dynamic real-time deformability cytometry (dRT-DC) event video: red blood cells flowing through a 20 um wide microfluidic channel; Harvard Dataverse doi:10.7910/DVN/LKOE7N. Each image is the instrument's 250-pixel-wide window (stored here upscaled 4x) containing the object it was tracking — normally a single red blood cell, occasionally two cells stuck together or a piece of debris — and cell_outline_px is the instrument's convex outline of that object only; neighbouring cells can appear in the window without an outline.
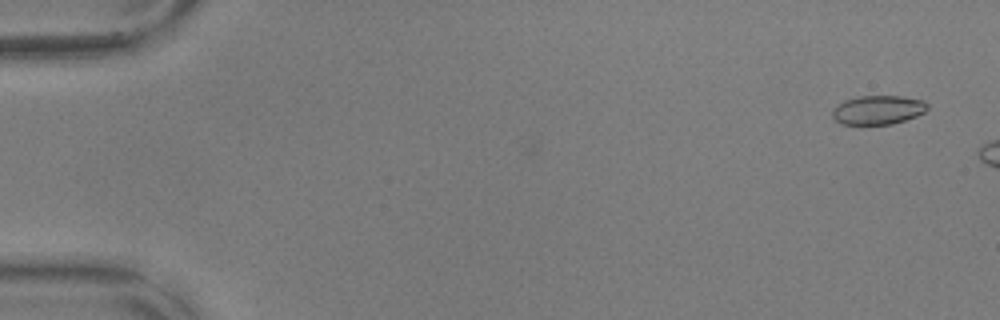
{"species": "common noctule bat (a hibernating species)", "species_latin": "Nyctalus noctula", "temperature_condition": "warm", "stored_images_in_passage": 2, "camera_frame_rate_fps": 3000, "um_per_image_px": 0.085, "animal": {"sex": "male", "body_mass_g": 17.9, "forearm_length_mm": 54.2}, "frame": {"image": 1, "passage_image": 2, "time_ms": 0.333, "image_size_px": [1000, 320], "cell_outline_px": [[928, 108], [924, 112], [916, 116], [892, 124], [840, 124], [832, 116], [832, 108], [844, 100], [860, 96], [900, 96], [924, 100], [928, 104]], "centroid_in_image_um": [74.62, 9.34], "position_along_channel_um": 10.4, "area_um2": 16.07}}